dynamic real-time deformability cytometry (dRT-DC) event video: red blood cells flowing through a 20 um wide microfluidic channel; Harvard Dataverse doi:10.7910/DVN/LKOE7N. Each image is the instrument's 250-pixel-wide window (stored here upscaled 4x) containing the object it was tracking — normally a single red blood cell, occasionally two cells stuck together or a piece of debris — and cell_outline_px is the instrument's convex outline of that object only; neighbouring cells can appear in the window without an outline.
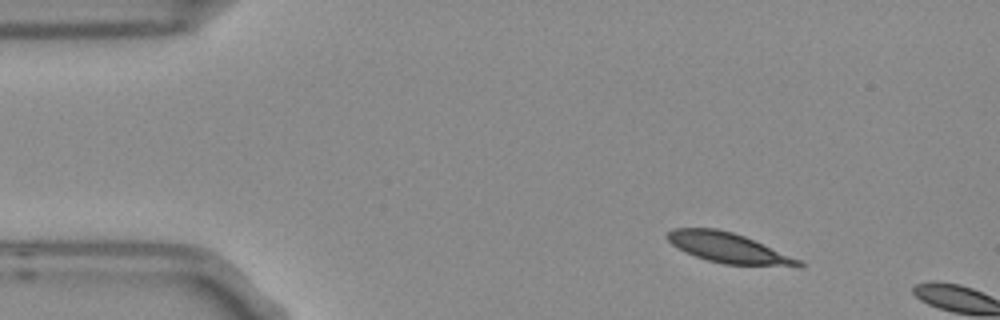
{"species": "Egyptian fruit bat (a non-hibernating species)", "species_latin": "Rousettus aegyptiacus", "temperature_condition": "room temperature", "stored_images_in_passage": 2, "camera_frame_rate_fps": 3000, "um_per_image_px": 0.085, "frame": {"image": 1, "passage_image": 1, "time_ms": 0.0, "image_size_px": [1000, 320], "cell_outline_px": [[804, 264], [800, 268], [724, 264], [708, 260], [696, 256], [672, 244], [668, 240], [668, 232], [672, 228], [716, 228], [732, 232], [744, 236], [800, 260]], "centroid_in_image_um": [61.98, 21.09], "position_along_channel_um": 23.0, "area_um2": 22.83}}